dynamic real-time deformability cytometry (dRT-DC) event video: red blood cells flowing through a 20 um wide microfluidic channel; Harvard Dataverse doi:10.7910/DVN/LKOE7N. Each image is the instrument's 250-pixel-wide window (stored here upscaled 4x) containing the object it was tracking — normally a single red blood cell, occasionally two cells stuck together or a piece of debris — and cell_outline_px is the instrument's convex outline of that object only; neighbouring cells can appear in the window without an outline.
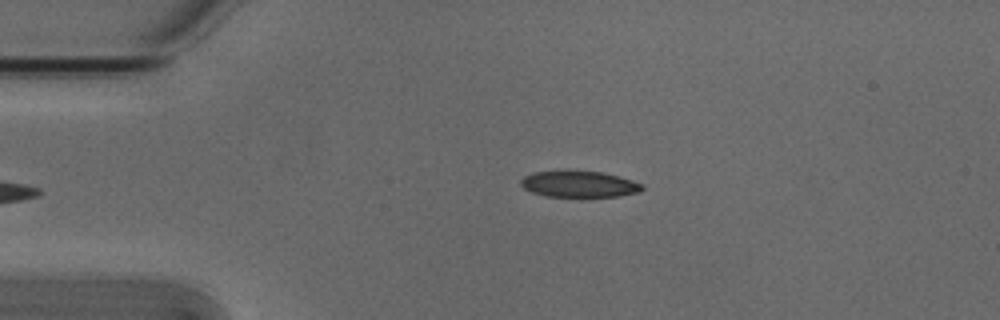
{"species": "Egyptian fruit bat (a non-hibernating species)", "species_latin": "Rousettus aegyptiacus", "temperature_condition": "cold", "stored_images_in_passage": 5, "camera_frame_rate_fps": 3000, "um_per_image_px": 0.085, "animal": {"sex": "male"}, "frame": {"image": 1, "passage_image": 5, "time_ms": 1.333, "image_size_px": [1000, 320], "cell_outline_px": [[644, 188], [640, 192], [620, 196], [544, 196], [532, 192], [524, 188], [520, 184], [520, 180], [524, 176], [536, 172], [600, 172], [632, 180], [644, 184]], "centroid_in_image_um": [49.25, 15.67], "position_along_channel_um": 35.7, "area_um2": 18.09}}